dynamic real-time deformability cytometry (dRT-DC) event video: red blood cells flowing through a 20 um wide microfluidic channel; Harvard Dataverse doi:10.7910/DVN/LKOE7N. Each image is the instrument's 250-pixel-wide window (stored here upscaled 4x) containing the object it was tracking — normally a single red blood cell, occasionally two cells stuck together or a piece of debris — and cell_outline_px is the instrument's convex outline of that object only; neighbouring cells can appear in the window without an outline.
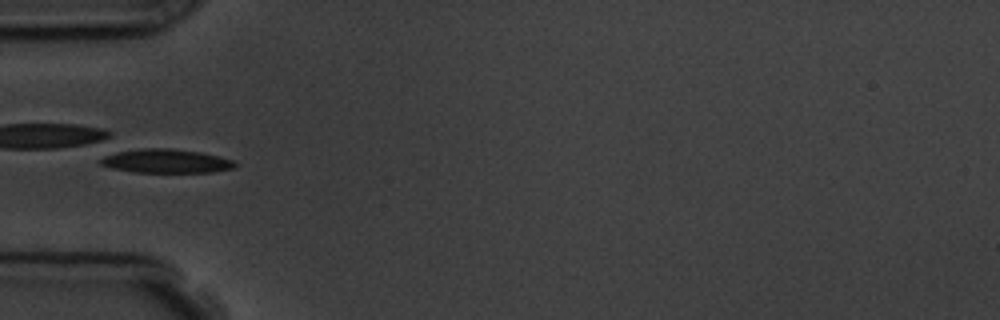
{"species": "common noctule bat (a hibernating species)", "species_latin": "Nyctalus noctula", "temperature_condition": "room temperature", "stored_images_in_passage": 5, "camera_frame_rate_fps": 3000, "um_per_image_px": 0.085, "animal": {"sex": "male", "body_mass_g": 19.5, "forearm_length_mm": 54.6}, "frame": {"image": 1, "passage_image": 5, "time_ms": 4.667, "image_size_px": [1000, 320], "cell_outline_px": [[236, 168], [212, 172], [132, 172], [112, 168], [100, 164], [100, 160], [104, 152], [144, 148], [172, 148], [200, 152], [232, 160], [236, 164]], "centroid_in_image_um": [14.02, 13.68], "position_along_channel_um": 71.0, "area_um2": 18.96}}